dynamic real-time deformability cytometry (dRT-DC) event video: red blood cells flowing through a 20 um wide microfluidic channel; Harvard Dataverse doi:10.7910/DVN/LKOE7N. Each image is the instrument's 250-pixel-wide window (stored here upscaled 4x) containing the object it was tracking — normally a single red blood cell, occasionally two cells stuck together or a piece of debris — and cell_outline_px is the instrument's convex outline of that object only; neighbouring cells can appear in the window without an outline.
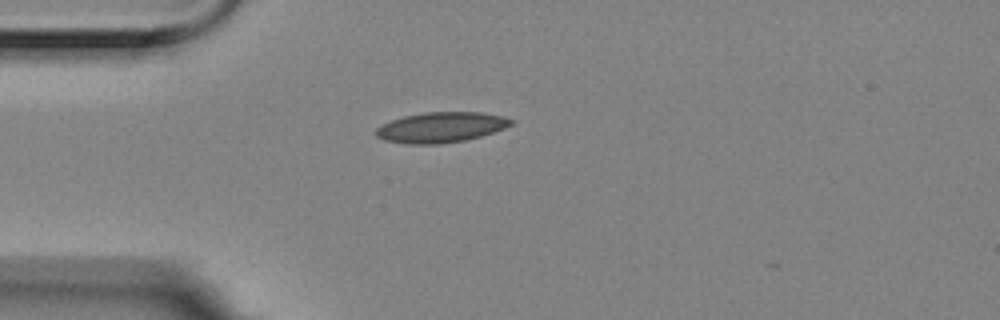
{"species": "Egyptian fruit bat (a non-hibernating species)", "species_latin": "Rousettus aegyptiacus", "temperature_condition": "room temperature", "stored_images_in_passage": 4, "camera_frame_rate_fps": 3000, "um_per_image_px": 0.085, "animal": {"sex": "female"}, "frame": {"image": 1, "passage_image": 1, "time_ms": 0.0, "image_size_px": [1000, 320], "cell_outline_px": [[516, 120], [512, 124], [504, 128], [480, 136], [464, 140], [440, 144], [408, 144], [384, 140], [376, 136], [376, 128], [380, 124], [404, 116], [424, 112], [480, 112], [500, 116]], "centroid_in_image_um": [37.45, 10.82], "position_along_channel_um": 47.5, "area_um2": 23.81}}
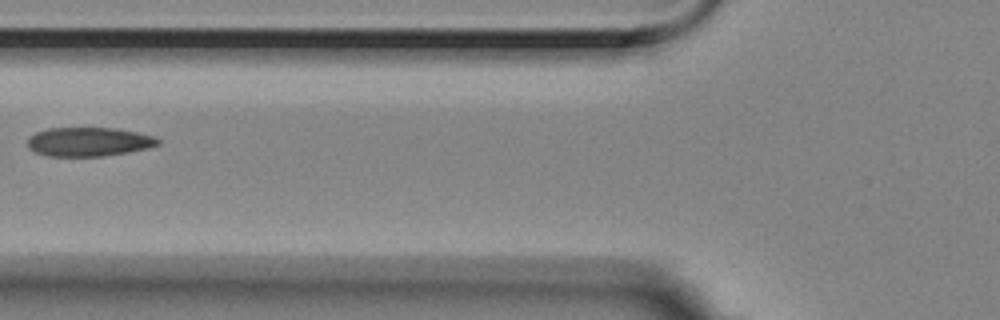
{"frame": {"image": 2, "passage_image": 3, "time_ms": 0.667, "image_size_px": [1000, 320], "cell_outline_px": [[160, 144], [148, 148], [128, 152], [104, 156], [48, 156], [36, 152], [28, 148], [28, 136], [36, 132], [48, 128], [116, 128], [136, 132], [152, 136], [160, 140]], "centroid_in_image_um": [7.53, 12.05], "position_along_channel_um": 118.3, "area_um2": 22.02}}
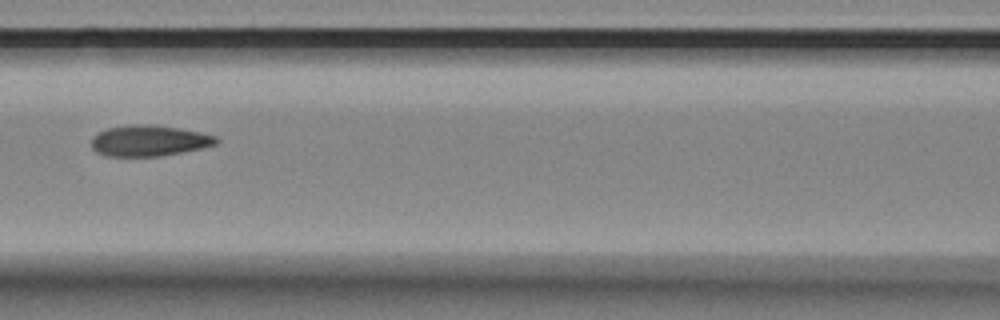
{"frame": {"image": 3, "passage_image": 4, "time_ms": 1.0, "image_size_px": [1000, 320], "cell_outline_px": [[220, 140], [216, 144], [200, 148], [160, 156], [104, 156], [96, 152], [92, 148], [92, 136], [108, 128], [128, 124], [152, 124], [180, 128], [200, 132], [216, 136]], "centroid_in_image_um": [12.65, 11.95], "position_along_channel_um": 153.9, "area_um2": 22.54}}